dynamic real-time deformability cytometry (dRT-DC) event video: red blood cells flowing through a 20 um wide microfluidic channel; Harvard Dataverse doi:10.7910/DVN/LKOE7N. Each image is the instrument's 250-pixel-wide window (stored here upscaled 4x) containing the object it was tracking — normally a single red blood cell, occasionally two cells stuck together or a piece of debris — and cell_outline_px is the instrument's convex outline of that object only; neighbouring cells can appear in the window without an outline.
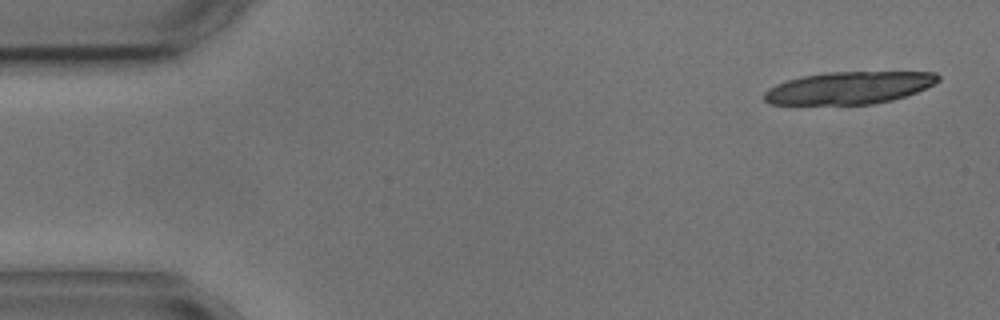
{"species": "common noctule bat (a hibernating species)", "species_latin": "Nyctalus noctula", "temperature_condition": "cold", "stored_images_in_passage": 9, "camera_frame_rate_fps": 3000, "um_per_image_px": 0.085, "animal": {"sex": "male", "body_mass_g": 17.9, "forearm_length_mm": 54.2}, "frame": {"image": 1, "passage_image": 1, "time_ms": 0.0, "image_size_px": [1000, 320], "cell_outline_px": [[940, 80], [916, 92], [892, 100], [872, 104], [768, 104], [764, 100], [764, 92], [768, 88], [776, 84], [788, 80], [804, 76], [828, 72], [936, 72], [940, 76]], "centroid_in_image_um": [72.15, 7.46], "position_along_channel_um": 12.8, "area_um2": 32.54}}
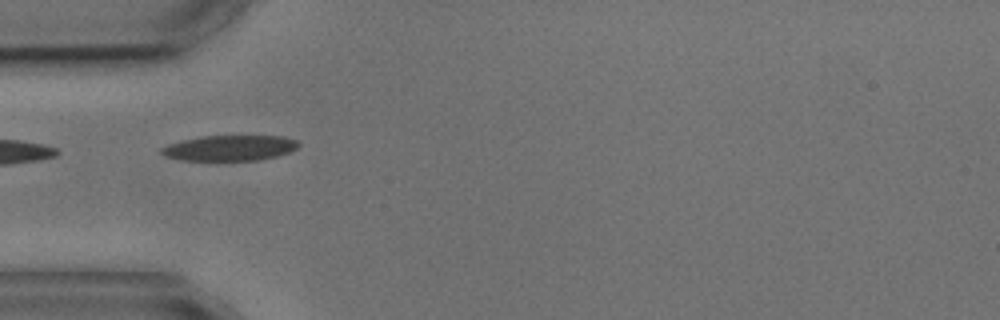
{"frame": {"image": 2, "passage_image": 4, "time_ms": 4.667, "image_size_px": [1000, 320], "cell_outline_px": [[300, 144], [296, 148], [288, 152], [276, 156], [260, 160], [180, 160], [164, 156], [160, 152], [160, 148], [168, 144], [180, 140], [200, 136], [284, 136], [296, 140]], "centroid_in_image_um": [19.48, 12.57], "position_along_channel_um": 65.5, "area_um2": 20.4}}
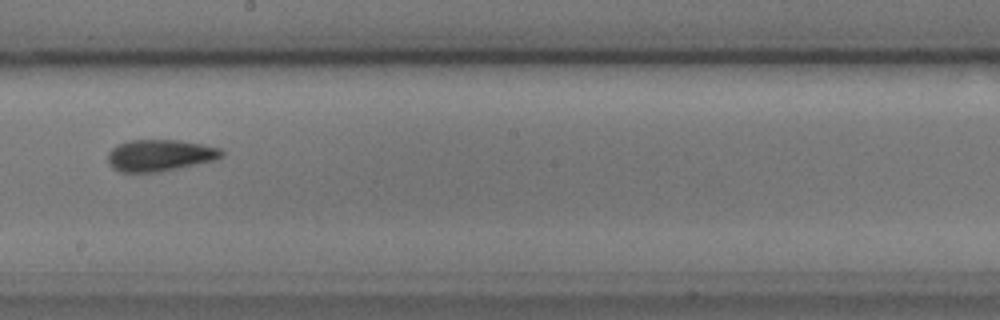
{"frame": {"image": 3, "passage_image": 8, "time_ms": 9.333, "image_size_px": [1000, 320], "cell_outline_px": [[224, 156], [216, 160], [156, 172], [120, 172], [112, 168], [108, 164], [108, 152], [116, 144], [128, 140], [180, 140], [220, 148], [224, 152]], "centroid_in_image_um": [13.56, 13.2], "position_along_channel_um": 234.6, "area_um2": 21.04}}